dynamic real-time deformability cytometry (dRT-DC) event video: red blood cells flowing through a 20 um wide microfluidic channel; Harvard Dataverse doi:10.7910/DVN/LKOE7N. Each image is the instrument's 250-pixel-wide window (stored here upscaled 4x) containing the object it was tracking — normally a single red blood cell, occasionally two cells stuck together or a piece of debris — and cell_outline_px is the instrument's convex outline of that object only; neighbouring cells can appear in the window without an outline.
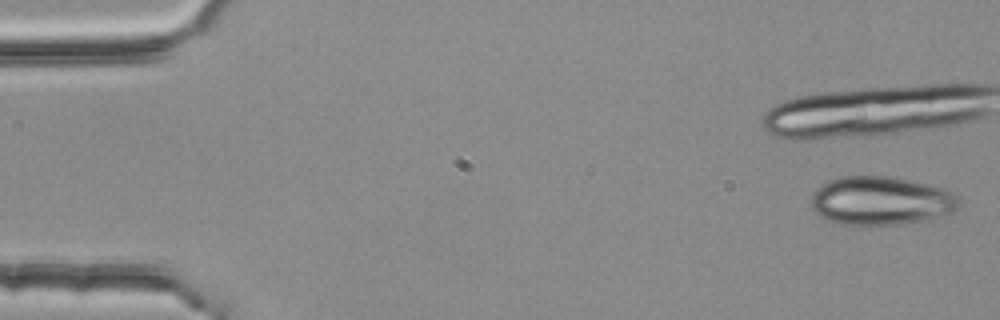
{"species": "common noctule bat (a hibernating species)", "species_latin": "Nyctalus noctula", "temperature_condition": "room temperature", "stored_images_in_passage": 5, "camera_frame_rate_fps": 3000, "um_per_image_px": 0.085, "animal": {"sex": "female", "body_mass_g": 25.1}, "frame": {"image": 1, "passage_image": 1, "time_ms": 0.0, "image_size_px": [1000, 320], "cell_outline_px": [[960, 208], [952, 212], [924, 220], [900, 224], [840, 224], [820, 216], [812, 208], [812, 192], [816, 188], [828, 180], [840, 176], [888, 176], [928, 184], [952, 192], [960, 200]], "centroid_in_image_um": [74.87, 17.05], "position_along_channel_um": 10.1, "area_um2": 41.62}}